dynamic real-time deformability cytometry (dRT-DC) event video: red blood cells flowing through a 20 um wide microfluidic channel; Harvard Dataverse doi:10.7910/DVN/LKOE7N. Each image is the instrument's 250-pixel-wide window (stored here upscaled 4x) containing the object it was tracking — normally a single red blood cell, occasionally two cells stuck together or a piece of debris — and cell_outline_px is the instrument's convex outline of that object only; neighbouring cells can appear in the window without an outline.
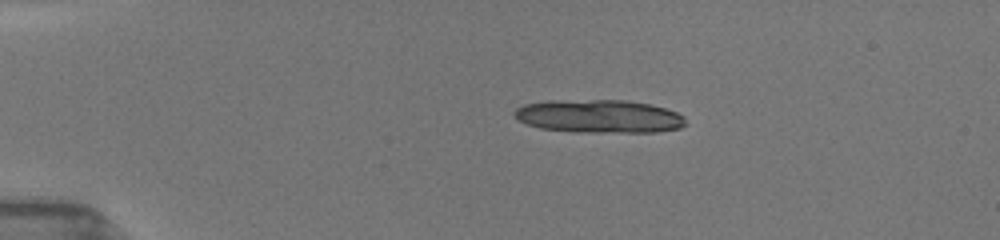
{"species": "common noctule bat (a hibernating species)", "species_latin": "Nyctalus noctula", "temperature_condition": "room temperature", "stored_images_in_passage": 20, "camera_frame_rate_fps": 3000, "um_per_image_px": 0.085, "animal": {"sex": "female", "body_mass_g": 19.5, "forearm_length_mm": 54.1}, "frame": {"image": 1, "passage_image": 1, "time_ms": 0.0, "image_size_px": [1000, 240], "cell_outline_px": [[688, 124], [680, 128], [656, 132], [576, 132], [540, 128], [528, 124], [520, 120], [512, 112], [516, 108], [524, 104], [548, 100], [624, 100], [648, 104], [664, 108], [676, 112], [684, 116]], "centroid_in_image_um": [50.94, 9.88], "position_along_channel_um": 34.1, "area_um2": 33.18}}